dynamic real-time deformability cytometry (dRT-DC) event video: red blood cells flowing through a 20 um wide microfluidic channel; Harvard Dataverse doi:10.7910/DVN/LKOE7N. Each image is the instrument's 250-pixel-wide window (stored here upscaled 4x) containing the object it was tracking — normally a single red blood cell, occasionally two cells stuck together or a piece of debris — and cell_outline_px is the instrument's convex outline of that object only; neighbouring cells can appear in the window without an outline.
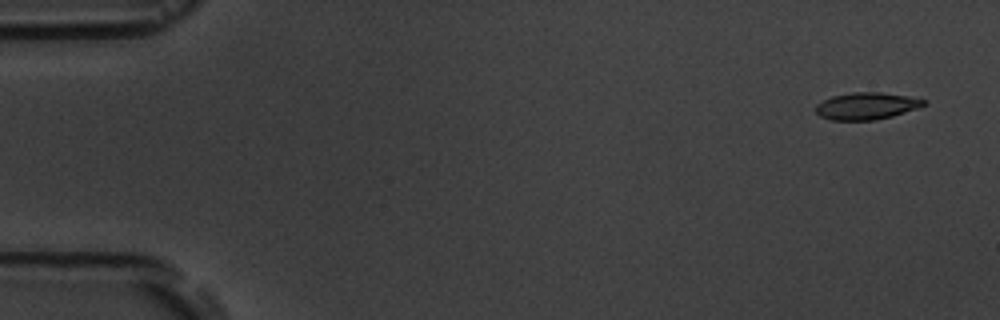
{"species": "common noctule bat (a hibernating species)", "species_latin": "Nyctalus noctula", "temperature_condition": "room temperature", "stored_images_in_passage": 4, "camera_frame_rate_fps": 3000, "um_per_image_px": 0.085, "animal": {"sex": "male", "body_mass_g": 19.5, "forearm_length_mm": 54.6}, "frame": {"image": 1, "passage_image": 1, "time_ms": 0.0, "image_size_px": [1000, 320], "cell_outline_px": [[928, 100], [924, 104], [916, 108], [892, 116], [876, 120], [832, 120], [820, 116], [816, 112], [816, 104], [832, 96], [852, 92], [880, 92], [908, 96]], "centroid_in_image_um": [73.63, 9.0], "position_along_channel_um": 11.4, "area_um2": 16.88}}